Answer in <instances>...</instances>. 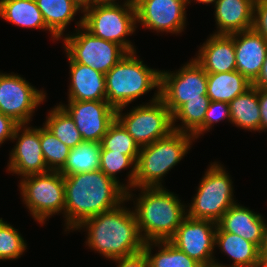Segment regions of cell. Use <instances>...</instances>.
Here are the masks:
<instances>
[{
	"instance_id": "6da1fadb",
	"label": "cell",
	"mask_w": 267,
	"mask_h": 267,
	"mask_svg": "<svg viewBox=\"0 0 267 267\" xmlns=\"http://www.w3.org/2000/svg\"><path fill=\"white\" fill-rule=\"evenodd\" d=\"M65 184V231H74L83 221L119 206L127 191L101 170L63 175Z\"/></svg>"
},
{
	"instance_id": "7a4b0ae2",
	"label": "cell",
	"mask_w": 267,
	"mask_h": 267,
	"mask_svg": "<svg viewBox=\"0 0 267 267\" xmlns=\"http://www.w3.org/2000/svg\"><path fill=\"white\" fill-rule=\"evenodd\" d=\"M119 206L83 221L76 230H86L85 245L106 260L127 257L143 251L137 219L132 208ZM84 228V229H83Z\"/></svg>"
},
{
	"instance_id": "3957f363",
	"label": "cell",
	"mask_w": 267,
	"mask_h": 267,
	"mask_svg": "<svg viewBox=\"0 0 267 267\" xmlns=\"http://www.w3.org/2000/svg\"><path fill=\"white\" fill-rule=\"evenodd\" d=\"M136 189L140 192L138 197L131 189L127 191V200H133L142 239L145 242L169 241L187 216V204L165 186Z\"/></svg>"
},
{
	"instance_id": "277c9868",
	"label": "cell",
	"mask_w": 267,
	"mask_h": 267,
	"mask_svg": "<svg viewBox=\"0 0 267 267\" xmlns=\"http://www.w3.org/2000/svg\"><path fill=\"white\" fill-rule=\"evenodd\" d=\"M136 52L127 53L105 74L106 101L115 110L151 90H160L161 70L148 67Z\"/></svg>"
},
{
	"instance_id": "5b68a950",
	"label": "cell",
	"mask_w": 267,
	"mask_h": 267,
	"mask_svg": "<svg viewBox=\"0 0 267 267\" xmlns=\"http://www.w3.org/2000/svg\"><path fill=\"white\" fill-rule=\"evenodd\" d=\"M194 141L192 134L173 130L167 137L140 147L133 191L163 187V177L188 154Z\"/></svg>"
},
{
	"instance_id": "8992f818",
	"label": "cell",
	"mask_w": 267,
	"mask_h": 267,
	"mask_svg": "<svg viewBox=\"0 0 267 267\" xmlns=\"http://www.w3.org/2000/svg\"><path fill=\"white\" fill-rule=\"evenodd\" d=\"M211 162L199 182L191 204L187 203V216L217 222L235 203L233 181L225 166ZM225 168V169H224Z\"/></svg>"
},
{
	"instance_id": "52a82bcc",
	"label": "cell",
	"mask_w": 267,
	"mask_h": 267,
	"mask_svg": "<svg viewBox=\"0 0 267 267\" xmlns=\"http://www.w3.org/2000/svg\"><path fill=\"white\" fill-rule=\"evenodd\" d=\"M82 26L96 37L117 43L128 53L136 47L127 39L137 29L135 4L90 5L83 9Z\"/></svg>"
},
{
	"instance_id": "ba28073f",
	"label": "cell",
	"mask_w": 267,
	"mask_h": 267,
	"mask_svg": "<svg viewBox=\"0 0 267 267\" xmlns=\"http://www.w3.org/2000/svg\"><path fill=\"white\" fill-rule=\"evenodd\" d=\"M18 186L22 202L37 223L44 225L47 219L59 213L64 217L65 184L59 171L25 176Z\"/></svg>"
},
{
	"instance_id": "9c48e42d",
	"label": "cell",
	"mask_w": 267,
	"mask_h": 267,
	"mask_svg": "<svg viewBox=\"0 0 267 267\" xmlns=\"http://www.w3.org/2000/svg\"><path fill=\"white\" fill-rule=\"evenodd\" d=\"M126 107L116 110V119L133 137L139 147L149 145L167 137L172 131V114L160 98V90H155L153 98L123 112Z\"/></svg>"
},
{
	"instance_id": "30bf717a",
	"label": "cell",
	"mask_w": 267,
	"mask_h": 267,
	"mask_svg": "<svg viewBox=\"0 0 267 267\" xmlns=\"http://www.w3.org/2000/svg\"><path fill=\"white\" fill-rule=\"evenodd\" d=\"M76 21L75 32L66 33L60 40L63 48L73 62L91 67L106 74L128 52L117 43L96 37L83 26V16ZM79 27V28H78Z\"/></svg>"
},
{
	"instance_id": "8fae6325",
	"label": "cell",
	"mask_w": 267,
	"mask_h": 267,
	"mask_svg": "<svg viewBox=\"0 0 267 267\" xmlns=\"http://www.w3.org/2000/svg\"><path fill=\"white\" fill-rule=\"evenodd\" d=\"M202 95H207V72L193 58L175 72L161 70L160 98L172 115Z\"/></svg>"
},
{
	"instance_id": "7c38bea8",
	"label": "cell",
	"mask_w": 267,
	"mask_h": 267,
	"mask_svg": "<svg viewBox=\"0 0 267 267\" xmlns=\"http://www.w3.org/2000/svg\"><path fill=\"white\" fill-rule=\"evenodd\" d=\"M46 92L38 90L19 74L0 72V112L19 125L30 124L35 109L46 100Z\"/></svg>"
},
{
	"instance_id": "4fadbf2b",
	"label": "cell",
	"mask_w": 267,
	"mask_h": 267,
	"mask_svg": "<svg viewBox=\"0 0 267 267\" xmlns=\"http://www.w3.org/2000/svg\"><path fill=\"white\" fill-rule=\"evenodd\" d=\"M216 227L217 223L212 220L186 216L169 241L203 267H211L216 258Z\"/></svg>"
},
{
	"instance_id": "5bb4252c",
	"label": "cell",
	"mask_w": 267,
	"mask_h": 267,
	"mask_svg": "<svg viewBox=\"0 0 267 267\" xmlns=\"http://www.w3.org/2000/svg\"><path fill=\"white\" fill-rule=\"evenodd\" d=\"M186 8L187 0H135L137 26L156 33H182L187 23Z\"/></svg>"
},
{
	"instance_id": "9a60e30c",
	"label": "cell",
	"mask_w": 267,
	"mask_h": 267,
	"mask_svg": "<svg viewBox=\"0 0 267 267\" xmlns=\"http://www.w3.org/2000/svg\"><path fill=\"white\" fill-rule=\"evenodd\" d=\"M16 145L9 152L6 168L10 172L23 178L25 176L50 171L43 158L40 144V127H30L28 124L18 125L14 131L12 142Z\"/></svg>"
},
{
	"instance_id": "2e32d148",
	"label": "cell",
	"mask_w": 267,
	"mask_h": 267,
	"mask_svg": "<svg viewBox=\"0 0 267 267\" xmlns=\"http://www.w3.org/2000/svg\"><path fill=\"white\" fill-rule=\"evenodd\" d=\"M58 105L72 118L84 141L101 143L116 119V110L107 101L68 100V104Z\"/></svg>"
},
{
	"instance_id": "e0dca14e",
	"label": "cell",
	"mask_w": 267,
	"mask_h": 267,
	"mask_svg": "<svg viewBox=\"0 0 267 267\" xmlns=\"http://www.w3.org/2000/svg\"><path fill=\"white\" fill-rule=\"evenodd\" d=\"M236 70L253 83L259 76L267 53V40L253 28L234 33Z\"/></svg>"
},
{
	"instance_id": "ac0fdd59",
	"label": "cell",
	"mask_w": 267,
	"mask_h": 267,
	"mask_svg": "<svg viewBox=\"0 0 267 267\" xmlns=\"http://www.w3.org/2000/svg\"><path fill=\"white\" fill-rule=\"evenodd\" d=\"M216 223L221 230L238 235L261 248L266 225L262 214L237 202Z\"/></svg>"
},
{
	"instance_id": "d6986e66",
	"label": "cell",
	"mask_w": 267,
	"mask_h": 267,
	"mask_svg": "<svg viewBox=\"0 0 267 267\" xmlns=\"http://www.w3.org/2000/svg\"><path fill=\"white\" fill-rule=\"evenodd\" d=\"M193 59L207 73H221L236 70L234 34H210L199 47Z\"/></svg>"
},
{
	"instance_id": "ffe728a7",
	"label": "cell",
	"mask_w": 267,
	"mask_h": 267,
	"mask_svg": "<svg viewBox=\"0 0 267 267\" xmlns=\"http://www.w3.org/2000/svg\"><path fill=\"white\" fill-rule=\"evenodd\" d=\"M255 0H217L214 4L216 35H231L253 28Z\"/></svg>"
},
{
	"instance_id": "44dd1931",
	"label": "cell",
	"mask_w": 267,
	"mask_h": 267,
	"mask_svg": "<svg viewBox=\"0 0 267 267\" xmlns=\"http://www.w3.org/2000/svg\"><path fill=\"white\" fill-rule=\"evenodd\" d=\"M67 59L70 67L68 100L106 101L105 74L73 62L68 56Z\"/></svg>"
},
{
	"instance_id": "7402d4cb",
	"label": "cell",
	"mask_w": 267,
	"mask_h": 267,
	"mask_svg": "<svg viewBox=\"0 0 267 267\" xmlns=\"http://www.w3.org/2000/svg\"><path fill=\"white\" fill-rule=\"evenodd\" d=\"M215 247L219 248L221 253L227 255L233 262L226 266L220 264L216 258L214 260V266L259 267L260 248L238 235L221 230L218 226L216 227Z\"/></svg>"
},
{
	"instance_id": "603a6c76",
	"label": "cell",
	"mask_w": 267,
	"mask_h": 267,
	"mask_svg": "<svg viewBox=\"0 0 267 267\" xmlns=\"http://www.w3.org/2000/svg\"><path fill=\"white\" fill-rule=\"evenodd\" d=\"M41 11L52 40L59 41L65 35V29L75 20L83 8L74 0H35Z\"/></svg>"
},
{
	"instance_id": "cb8c5ba5",
	"label": "cell",
	"mask_w": 267,
	"mask_h": 267,
	"mask_svg": "<svg viewBox=\"0 0 267 267\" xmlns=\"http://www.w3.org/2000/svg\"><path fill=\"white\" fill-rule=\"evenodd\" d=\"M0 17L18 27L50 32L35 0H0Z\"/></svg>"
},
{
	"instance_id": "d4e9b609",
	"label": "cell",
	"mask_w": 267,
	"mask_h": 267,
	"mask_svg": "<svg viewBox=\"0 0 267 267\" xmlns=\"http://www.w3.org/2000/svg\"><path fill=\"white\" fill-rule=\"evenodd\" d=\"M231 124L250 132L260 133V108L258 88L251 86L243 94L235 97L230 103Z\"/></svg>"
},
{
	"instance_id": "484cf974",
	"label": "cell",
	"mask_w": 267,
	"mask_h": 267,
	"mask_svg": "<svg viewBox=\"0 0 267 267\" xmlns=\"http://www.w3.org/2000/svg\"><path fill=\"white\" fill-rule=\"evenodd\" d=\"M252 86L237 70L221 73H207V96L210 101L230 103Z\"/></svg>"
},
{
	"instance_id": "4316f807",
	"label": "cell",
	"mask_w": 267,
	"mask_h": 267,
	"mask_svg": "<svg viewBox=\"0 0 267 267\" xmlns=\"http://www.w3.org/2000/svg\"><path fill=\"white\" fill-rule=\"evenodd\" d=\"M209 103L210 99L207 95H202L201 99L185 102L172 115L173 130L192 134L194 139L204 136V118ZM178 120L181 121L180 125L175 124Z\"/></svg>"
},
{
	"instance_id": "83f0119b",
	"label": "cell",
	"mask_w": 267,
	"mask_h": 267,
	"mask_svg": "<svg viewBox=\"0 0 267 267\" xmlns=\"http://www.w3.org/2000/svg\"><path fill=\"white\" fill-rule=\"evenodd\" d=\"M155 247H158V252L152 254ZM143 251L147 256L149 267H203L170 241L145 242Z\"/></svg>"
},
{
	"instance_id": "f1b7e54d",
	"label": "cell",
	"mask_w": 267,
	"mask_h": 267,
	"mask_svg": "<svg viewBox=\"0 0 267 267\" xmlns=\"http://www.w3.org/2000/svg\"><path fill=\"white\" fill-rule=\"evenodd\" d=\"M101 143L83 141L70 149L64 166L59 170L63 175L100 170Z\"/></svg>"
},
{
	"instance_id": "f546056e",
	"label": "cell",
	"mask_w": 267,
	"mask_h": 267,
	"mask_svg": "<svg viewBox=\"0 0 267 267\" xmlns=\"http://www.w3.org/2000/svg\"><path fill=\"white\" fill-rule=\"evenodd\" d=\"M47 114L43 125L69 148L84 141L72 118L59 105L52 107Z\"/></svg>"
},
{
	"instance_id": "4dcf8cb0",
	"label": "cell",
	"mask_w": 267,
	"mask_h": 267,
	"mask_svg": "<svg viewBox=\"0 0 267 267\" xmlns=\"http://www.w3.org/2000/svg\"><path fill=\"white\" fill-rule=\"evenodd\" d=\"M130 168L126 176L127 183L120 182L117 174L122 170ZM100 170L104 172L108 177L118 182L126 191L134 189V180L136 176V162L128 155L123 153H117L110 150H105L101 146L100 152Z\"/></svg>"
},
{
	"instance_id": "1f68e13d",
	"label": "cell",
	"mask_w": 267,
	"mask_h": 267,
	"mask_svg": "<svg viewBox=\"0 0 267 267\" xmlns=\"http://www.w3.org/2000/svg\"><path fill=\"white\" fill-rule=\"evenodd\" d=\"M101 146L105 150L128 155L137 163L140 147L117 119L109 125Z\"/></svg>"
},
{
	"instance_id": "d6a6232c",
	"label": "cell",
	"mask_w": 267,
	"mask_h": 267,
	"mask_svg": "<svg viewBox=\"0 0 267 267\" xmlns=\"http://www.w3.org/2000/svg\"><path fill=\"white\" fill-rule=\"evenodd\" d=\"M43 158L50 171H59L65 164L70 149L44 125L40 127Z\"/></svg>"
},
{
	"instance_id": "836d02e7",
	"label": "cell",
	"mask_w": 267,
	"mask_h": 267,
	"mask_svg": "<svg viewBox=\"0 0 267 267\" xmlns=\"http://www.w3.org/2000/svg\"><path fill=\"white\" fill-rule=\"evenodd\" d=\"M27 247L26 240L19 230L0 218V260L19 259Z\"/></svg>"
},
{
	"instance_id": "e575fe53",
	"label": "cell",
	"mask_w": 267,
	"mask_h": 267,
	"mask_svg": "<svg viewBox=\"0 0 267 267\" xmlns=\"http://www.w3.org/2000/svg\"><path fill=\"white\" fill-rule=\"evenodd\" d=\"M227 120L231 123L229 103L221 101H210L204 118V133L209 132L215 123Z\"/></svg>"
},
{
	"instance_id": "d590c367",
	"label": "cell",
	"mask_w": 267,
	"mask_h": 267,
	"mask_svg": "<svg viewBox=\"0 0 267 267\" xmlns=\"http://www.w3.org/2000/svg\"><path fill=\"white\" fill-rule=\"evenodd\" d=\"M253 29L267 40V0H255Z\"/></svg>"
},
{
	"instance_id": "8d00e7d4",
	"label": "cell",
	"mask_w": 267,
	"mask_h": 267,
	"mask_svg": "<svg viewBox=\"0 0 267 267\" xmlns=\"http://www.w3.org/2000/svg\"><path fill=\"white\" fill-rule=\"evenodd\" d=\"M115 262L116 267H149V262L144 251L111 260Z\"/></svg>"
},
{
	"instance_id": "74e56055",
	"label": "cell",
	"mask_w": 267,
	"mask_h": 267,
	"mask_svg": "<svg viewBox=\"0 0 267 267\" xmlns=\"http://www.w3.org/2000/svg\"><path fill=\"white\" fill-rule=\"evenodd\" d=\"M18 125L11 117L0 112V146L5 141H12L14 131Z\"/></svg>"
},
{
	"instance_id": "f35d334b",
	"label": "cell",
	"mask_w": 267,
	"mask_h": 267,
	"mask_svg": "<svg viewBox=\"0 0 267 267\" xmlns=\"http://www.w3.org/2000/svg\"><path fill=\"white\" fill-rule=\"evenodd\" d=\"M258 101L261 115L260 131H267V89L258 88Z\"/></svg>"
},
{
	"instance_id": "ab89813d",
	"label": "cell",
	"mask_w": 267,
	"mask_h": 267,
	"mask_svg": "<svg viewBox=\"0 0 267 267\" xmlns=\"http://www.w3.org/2000/svg\"><path fill=\"white\" fill-rule=\"evenodd\" d=\"M257 88L267 89V53L258 78L252 83Z\"/></svg>"
},
{
	"instance_id": "60d3db41",
	"label": "cell",
	"mask_w": 267,
	"mask_h": 267,
	"mask_svg": "<svg viewBox=\"0 0 267 267\" xmlns=\"http://www.w3.org/2000/svg\"><path fill=\"white\" fill-rule=\"evenodd\" d=\"M122 1V0H121ZM117 2V0H92V5H119L120 4H135V0H124Z\"/></svg>"
},
{
	"instance_id": "b9f144b4",
	"label": "cell",
	"mask_w": 267,
	"mask_h": 267,
	"mask_svg": "<svg viewBox=\"0 0 267 267\" xmlns=\"http://www.w3.org/2000/svg\"><path fill=\"white\" fill-rule=\"evenodd\" d=\"M260 255H267V222L265 225L264 239L260 248Z\"/></svg>"
},
{
	"instance_id": "7bdbcfd3",
	"label": "cell",
	"mask_w": 267,
	"mask_h": 267,
	"mask_svg": "<svg viewBox=\"0 0 267 267\" xmlns=\"http://www.w3.org/2000/svg\"><path fill=\"white\" fill-rule=\"evenodd\" d=\"M79 6H81L83 9L86 7L92 5V0H74Z\"/></svg>"
},
{
	"instance_id": "ee69618b",
	"label": "cell",
	"mask_w": 267,
	"mask_h": 267,
	"mask_svg": "<svg viewBox=\"0 0 267 267\" xmlns=\"http://www.w3.org/2000/svg\"><path fill=\"white\" fill-rule=\"evenodd\" d=\"M191 1L193 2V0H187V5L191 3ZM217 0H194V2H197L198 4L202 3V4H214L216 3Z\"/></svg>"
},
{
	"instance_id": "f6af8a7d",
	"label": "cell",
	"mask_w": 267,
	"mask_h": 267,
	"mask_svg": "<svg viewBox=\"0 0 267 267\" xmlns=\"http://www.w3.org/2000/svg\"><path fill=\"white\" fill-rule=\"evenodd\" d=\"M259 267H267V255H260Z\"/></svg>"
}]
</instances>
